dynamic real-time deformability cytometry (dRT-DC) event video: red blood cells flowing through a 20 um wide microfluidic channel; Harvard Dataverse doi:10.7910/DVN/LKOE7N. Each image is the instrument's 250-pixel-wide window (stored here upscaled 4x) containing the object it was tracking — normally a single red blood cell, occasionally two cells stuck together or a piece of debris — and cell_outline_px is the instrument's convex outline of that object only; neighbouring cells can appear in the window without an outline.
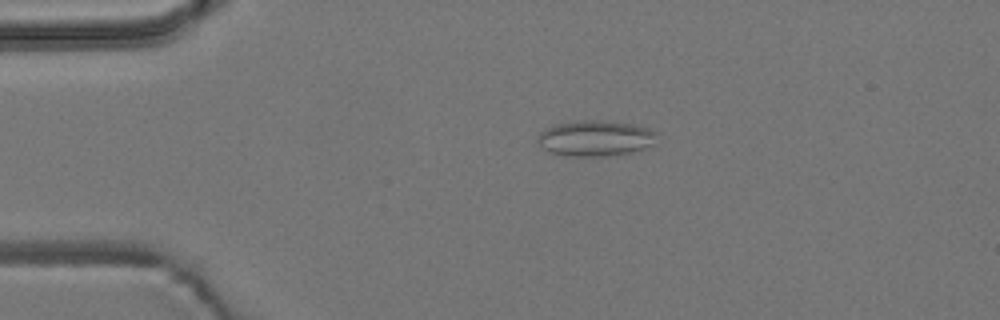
{"species": "common noctule bat (a hibernating species)", "species_latin": "Nyctalus noctula", "temperature_condition": "room temperature", "stored_images_in_passage": 5, "camera_frame_rate_fps": 3000, "um_per_image_px": 0.085, "animal": {"sex": "male", "body_mass_g": 19.2, "forearm_length_mm": 51.8}, "frame": {"image": 1, "passage_image": 4, "time_ms": 1.0, "image_size_px": [1000, 320], "cell_outline_px": [[656, 132], [652, 144], [644, 148], [628, 152], [608, 156], [564, 156], [548, 152], [536, 140], [540, 132], [544, 128], [552, 124], [584, 120], [608, 120], [632, 124], [648, 128]], "centroid_in_image_um": [50.53, 11.74], "position_along_channel_um": 34.5, "area_um2": 24.85}}